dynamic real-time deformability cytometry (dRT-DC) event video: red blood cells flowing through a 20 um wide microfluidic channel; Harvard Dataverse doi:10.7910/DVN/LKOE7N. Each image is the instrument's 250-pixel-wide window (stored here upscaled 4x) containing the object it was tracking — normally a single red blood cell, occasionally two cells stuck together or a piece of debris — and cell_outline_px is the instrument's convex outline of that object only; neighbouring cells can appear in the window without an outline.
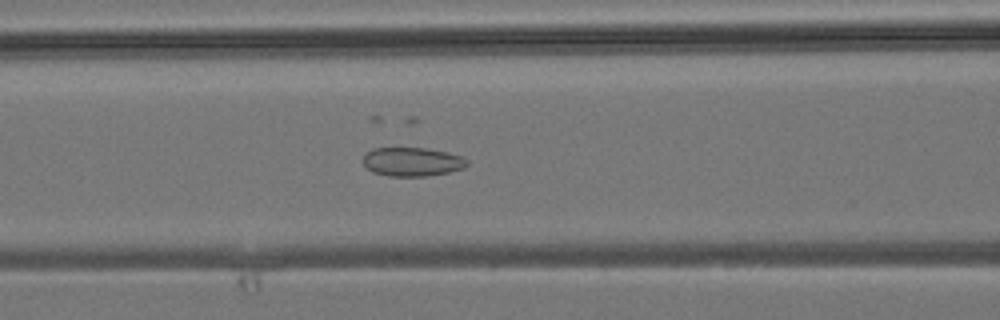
{"species": "common noctule bat (a hibernating species)", "species_latin": "Nyctalus noctula", "temperature_condition": "room temperature", "stored_images_in_passage": 34, "camera_frame_rate_fps": 3000, "um_per_image_px": 0.085, "animal": {"sex": "male", "body_mass_g": 19.2, "forearm_length_mm": 51.8}, "frame": {"image": 1, "passage_image": 13, "time_ms": 4.0, "image_size_px": [1000, 320], "cell_outline_px": [[468, 164], [464, 168], [448, 172], [424, 176], [388, 176], [372, 172], [364, 164], [364, 152], [372, 148], [424, 148], [448, 152], [464, 156], [468, 160]], "centroid_in_image_um": [35.04, 13.74], "position_along_channel_um": 131.6, "area_um2": 17.57}}
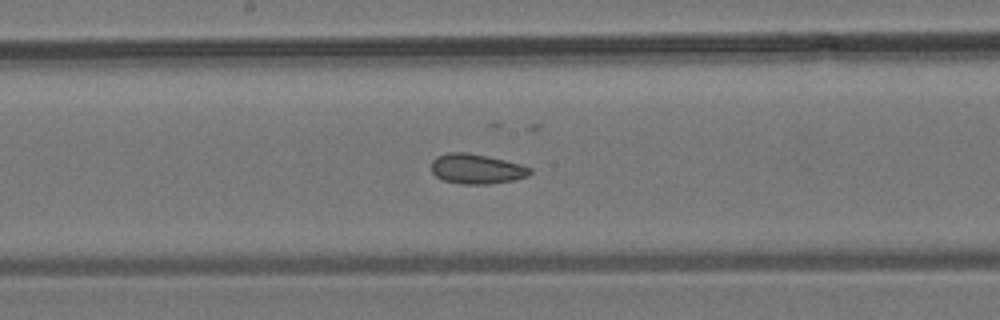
{"frame": {"image": 2, "passage_image": 18, "time_ms": 5.667, "image_size_px": [1000, 320], "cell_outline_px": [[532, 172], [528, 176], [512, 180], [488, 184], [464, 184], [444, 180], [436, 176], [432, 172], [432, 160], [436, 156], [448, 152], [468, 152], [488, 156], [520, 164], [532, 168]], "centroid_in_image_um": [40.5, 14.34], "position_along_channel_um": 207.7, "area_um2": 17.17}}
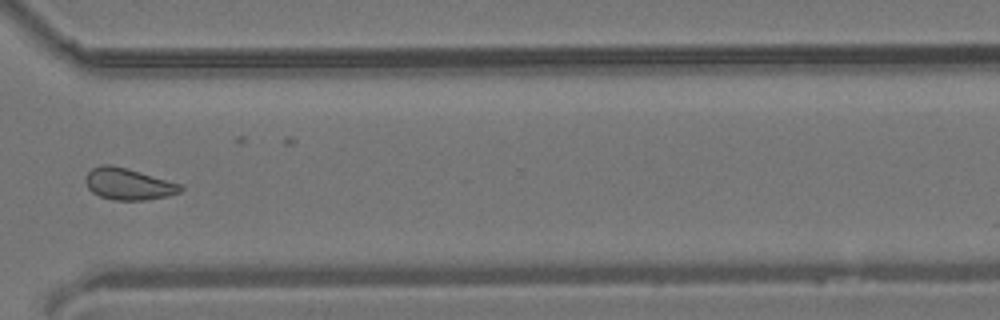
{"frame": {"image": 3, "passage_image": 28, "time_ms": 9.0, "image_size_px": [1000, 320], "cell_outline_px": [[184, 188], [180, 192], [168, 196], [144, 200], [112, 200], [100, 196], [92, 192], [88, 188], [84, 180], [84, 176], [92, 168], [100, 164], [112, 164], [128, 168], [184, 184]], "centroid_in_image_um": [10.92, 15.62], "position_along_channel_um": 359.7, "area_um2": 17.92}}